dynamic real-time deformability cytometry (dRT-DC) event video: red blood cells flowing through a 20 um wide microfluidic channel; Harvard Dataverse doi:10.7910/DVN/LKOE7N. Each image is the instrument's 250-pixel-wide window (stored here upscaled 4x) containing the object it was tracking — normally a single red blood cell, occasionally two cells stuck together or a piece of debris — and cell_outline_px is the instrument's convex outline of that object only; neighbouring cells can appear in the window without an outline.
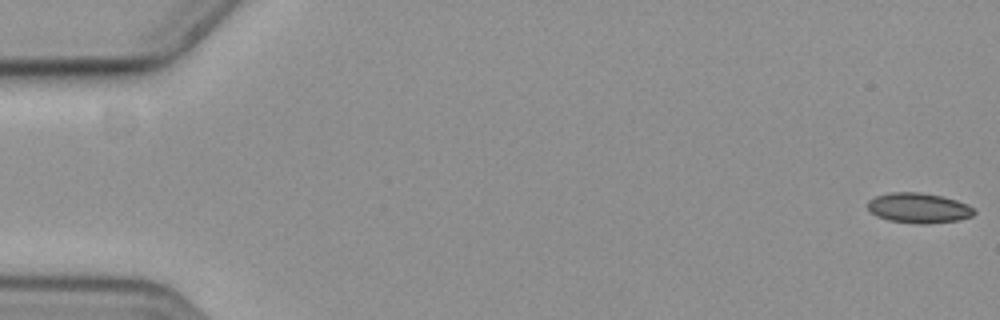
{"species": "common noctule bat (a hibernating species)", "species_latin": "Nyctalus noctula", "temperature_condition": "cold", "stored_images_in_passage": 15, "camera_frame_rate_fps": 3000, "um_per_image_px": 0.085, "animal": {"sex": "female", "body_mass_g": 19.3, "forearm_length_mm": 54.1}, "frame": {"image": 1, "passage_image": 1, "time_ms": 0.0, "image_size_px": [1000, 320], "cell_outline_px": [[976, 212], [972, 216], [960, 220], [928, 224], [920, 224], [888, 220], [876, 216], [868, 208], [868, 200], [876, 196], [892, 192], [920, 192], [940, 196], [956, 200], [972, 208]], "centroid_in_image_um": [78.07, 17.69], "position_along_channel_um": 6.9, "area_um2": 18.55}}
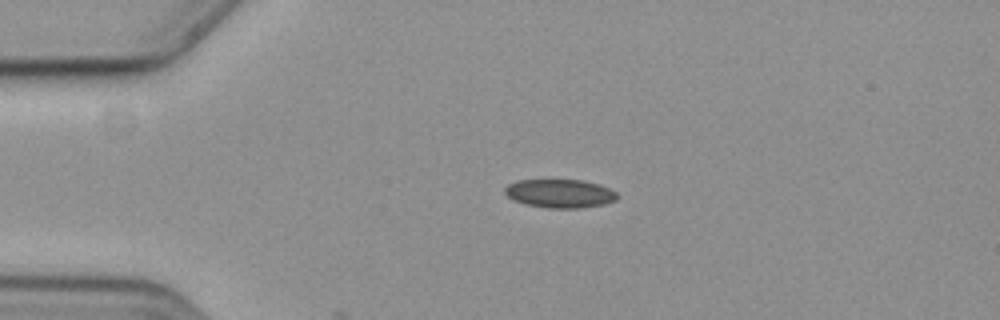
{"frame": {"image": 2, "passage_image": 14, "time_ms": 4.333, "image_size_px": [1000, 320], "cell_outline_px": [[620, 196], [616, 200], [604, 204], [580, 208], [548, 208], [524, 204], [512, 200], [504, 192], [504, 188], [508, 184], [516, 180], [584, 180], [600, 184], [616, 192]], "centroid_in_image_um": [47.59, 16.44], "position_along_channel_um": 37.4, "area_um2": 18.9}}